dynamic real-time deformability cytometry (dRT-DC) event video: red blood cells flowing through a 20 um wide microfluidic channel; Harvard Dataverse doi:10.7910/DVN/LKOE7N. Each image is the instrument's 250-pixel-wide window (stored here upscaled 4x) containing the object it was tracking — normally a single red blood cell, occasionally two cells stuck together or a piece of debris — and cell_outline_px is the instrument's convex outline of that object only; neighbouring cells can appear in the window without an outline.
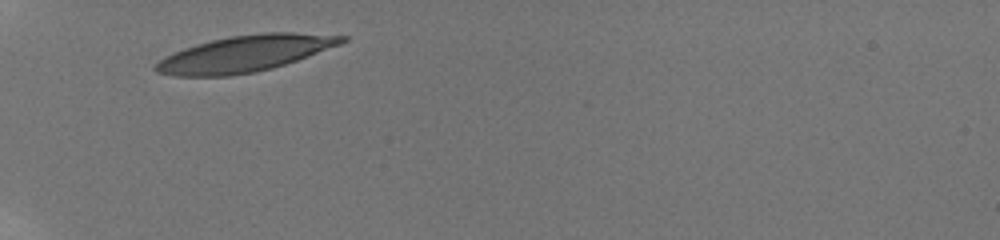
{"species": "human", "species_latin": "Homo sapiens", "temperature_condition": "room temperature", "stored_images_in_passage": 6, "camera_frame_rate_fps": 3000, "um_per_image_px": 0.085, "donor": {"sex": "male"}, "frame": {"image": 1, "passage_image": 1, "time_ms": 0.0, "image_size_px": [1000, 240], "cell_outline_px": [[348, 40], [340, 44], [308, 56], [272, 68], [256, 72], [228, 76], [176, 76], [156, 72], [152, 68], [160, 60], [184, 48], [196, 44], [228, 36], [260, 32], [292, 32], [348, 36]], "centroid_in_image_um": [20.83, 4.55], "position_along_channel_um": 64.2, "area_um2": 39.13}}
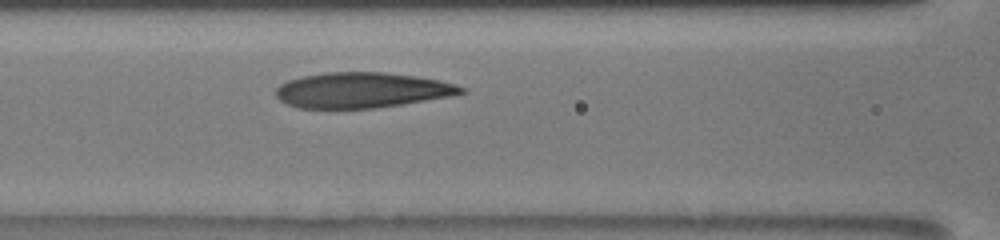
{"frame": {"image": 2, "passage_image": 6, "time_ms": 2.333, "image_size_px": [1000, 240], "cell_outline_px": [[468, 92], [448, 96], [400, 104], [372, 108], [296, 108], [280, 100], [276, 96], [276, 88], [280, 84], [288, 80], [304, 76], [324, 72], [384, 72], [416, 76], [440, 80], [456, 84], [464, 88]], "centroid_in_image_um": [30.74, 7.65], "position_along_channel_um": 135.9, "area_um2": 38.03}}